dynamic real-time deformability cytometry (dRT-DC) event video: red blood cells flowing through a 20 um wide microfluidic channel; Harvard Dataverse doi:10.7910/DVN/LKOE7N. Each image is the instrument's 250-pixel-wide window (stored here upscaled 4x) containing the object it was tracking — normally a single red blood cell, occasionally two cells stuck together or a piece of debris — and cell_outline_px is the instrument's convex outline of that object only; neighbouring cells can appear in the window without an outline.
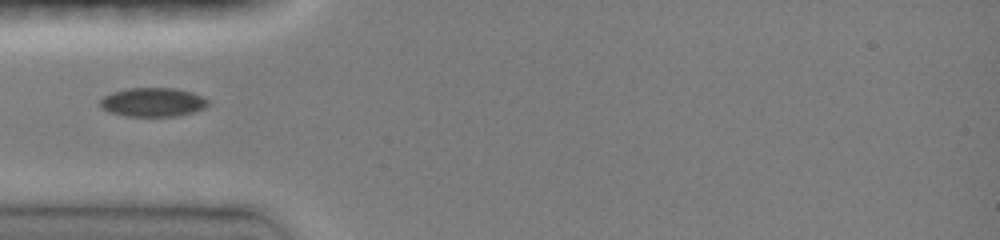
{"species": "common noctule bat (a hibernating species)", "species_latin": "Nyctalus noctula", "temperature_condition": "room temperature", "stored_images_in_passage": 46, "camera_frame_rate_fps": 3000, "um_per_image_px": 0.085, "animal": {"sex": "female", "body_mass_g": 19.0, "forearm_length_mm": 51.5}, "frame": {"image": 1, "passage_image": 14, "time_ms": 4.333, "image_size_px": [1000, 240], "cell_outline_px": [[208, 104], [204, 108], [192, 112], [176, 116], [128, 116], [108, 112], [100, 104], [100, 100], [104, 96], [112, 92], [128, 88], [176, 88], [192, 92], [208, 100]], "centroid_in_image_um": [12.98, 8.68], "position_along_channel_um": 72.0, "area_um2": 18.03}}
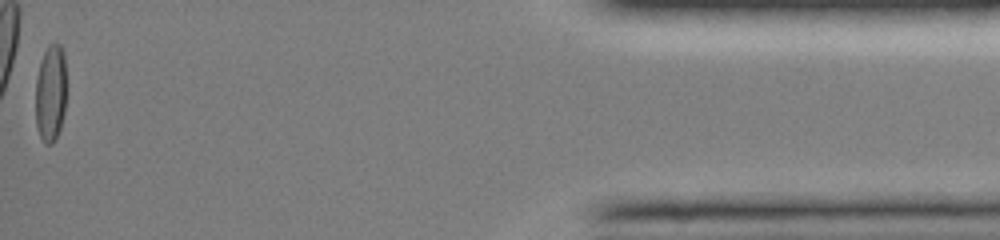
{"frame": {"image": 2, "passage_image": 46, "time_ms": 15.0, "image_size_px": [1000, 240], "cell_outline_px": [[64, 112], [60, 128], [52, 144], [44, 144], [40, 136], [36, 124], [36, 80], [40, 64], [44, 52], [48, 44], [60, 44], [64, 52]], "centroid_in_image_um": [4.28, 7.93], "position_along_channel_um": 430.9, "area_um2": 17.11}, "authors_computed_cell_mechanics": {"area_um2": 17.2244, "velocity_mm_per_s": 4.0874, "shape_relaxation_time_tau1_ms": 6.0762, "shape_relaxation_time_tau2_ms": null, "deformation_change_tau1": 0.2257, "deformation_change_tau2": null}}